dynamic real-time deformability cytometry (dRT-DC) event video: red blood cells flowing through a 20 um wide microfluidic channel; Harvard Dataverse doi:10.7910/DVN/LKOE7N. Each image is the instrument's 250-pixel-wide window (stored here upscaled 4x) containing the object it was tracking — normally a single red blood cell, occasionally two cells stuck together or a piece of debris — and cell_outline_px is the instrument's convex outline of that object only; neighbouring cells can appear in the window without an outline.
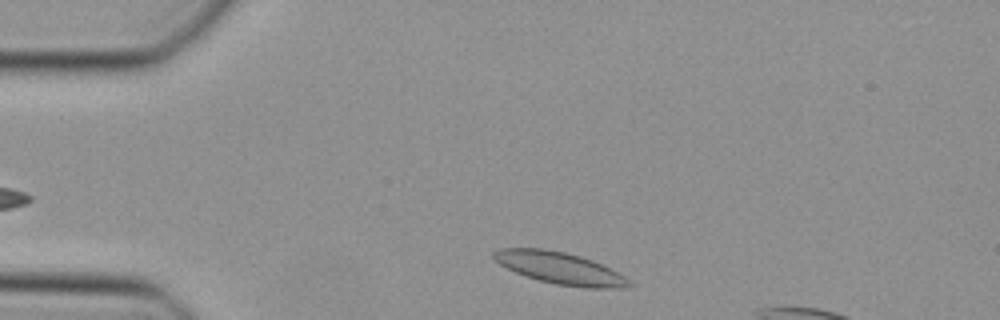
{"species": "Egyptian fruit bat (a non-hibernating species)", "species_latin": "Rousettus aegyptiacus", "temperature_condition": "cold", "stored_images_in_passage": 34, "camera_frame_rate_fps": 3000, "um_per_image_px": 0.085, "animal": {"sex": "female"}, "frame": {"image": 1, "passage_image": 2, "time_ms": 0.333, "image_size_px": [1000, 320], "cell_outline_px": [[632, 284], [624, 288], [588, 288], [556, 284], [540, 280], [516, 272], [500, 264], [492, 256], [492, 252], [500, 248], [544, 248], [564, 252], [580, 256], [592, 260], [624, 276]], "centroid_in_image_um": [47.57, 22.78], "position_along_channel_um": 37.4, "area_um2": 24.74}}
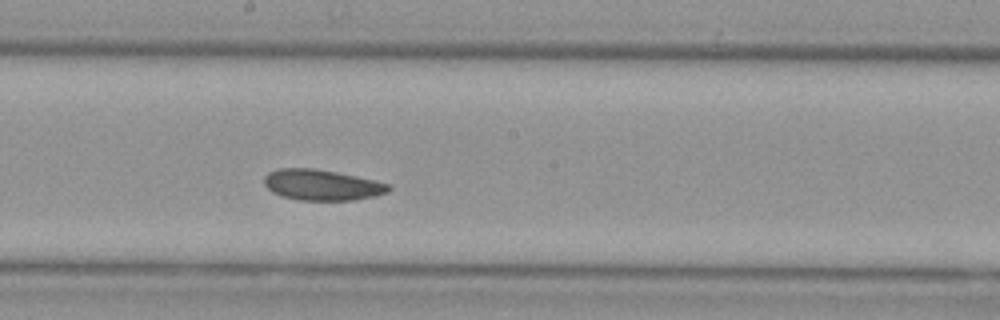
{"frame": {"image": 2, "passage_image": 18, "time_ms": 5.667, "image_size_px": [1000, 320], "cell_outline_px": [[392, 188], [388, 192], [376, 196], [356, 200], [300, 200], [280, 196], [272, 192], [264, 184], [264, 176], [268, 172], [280, 168], [316, 168], [336, 172], [372, 180], [388, 184]], "centroid_in_image_um": [27.33, 15.72], "position_along_channel_um": 220.9, "area_um2": 22.31}}
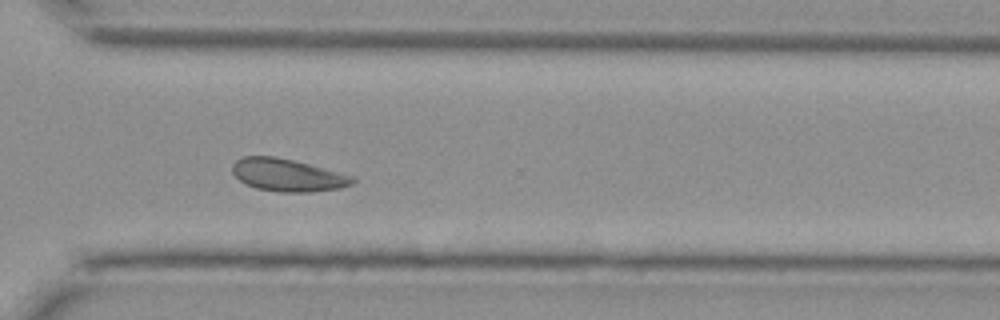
{"frame": {"image": 3, "passage_image": 27, "time_ms": 8.667, "image_size_px": [1000, 320], "cell_outline_px": [[356, 180], [352, 184], [340, 188], [312, 192], [280, 192], [256, 188], [244, 184], [232, 172], [232, 164], [236, 160], [244, 156], [272, 156], [292, 160], [356, 176]], "centroid_in_image_um": [24.46, 14.89], "position_along_channel_um": 346.1, "area_um2": 22.83}}